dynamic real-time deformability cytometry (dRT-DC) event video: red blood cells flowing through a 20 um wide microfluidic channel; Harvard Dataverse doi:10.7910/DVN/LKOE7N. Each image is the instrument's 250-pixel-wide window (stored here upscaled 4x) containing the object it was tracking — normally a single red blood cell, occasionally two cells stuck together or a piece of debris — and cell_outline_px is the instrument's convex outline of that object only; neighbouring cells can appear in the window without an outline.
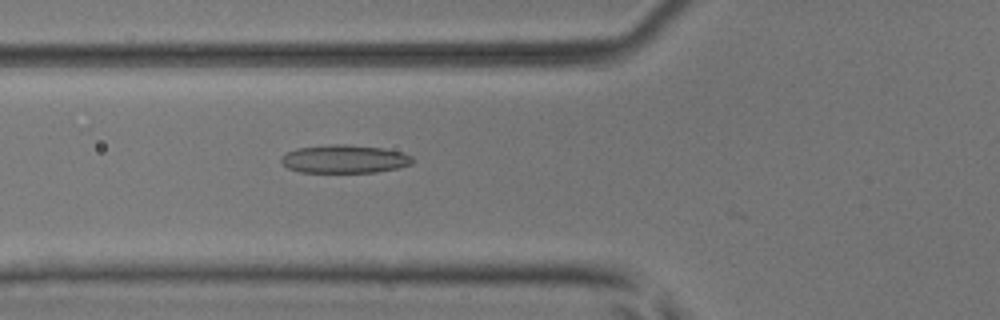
{"species": "common noctule bat (a hibernating species)", "species_latin": "Nyctalus noctula", "temperature_condition": "room temperature", "stored_images_in_passage": 38, "camera_frame_rate_fps": 3000, "um_per_image_px": 0.085, "animal": {"sex": "male", "body_mass_g": 17.9, "forearm_length_mm": 54.2}, "frame": {"image": 1, "passage_image": 19, "time_ms": 6.0, "image_size_px": [1000, 320], "cell_outline_px": [[416, 160], [412, 164], [400, 168], [376, 172], [300, 172], [288, 168], [280, 160], [280, 156], [296, 148], [332, 144], [348, 144], [384, 148], [404, 152], [412, 156]], "centroid_in_image_um": [29.34, 13.51], "position_along_channel_um": 96.5, "area_um2": 21.91}}
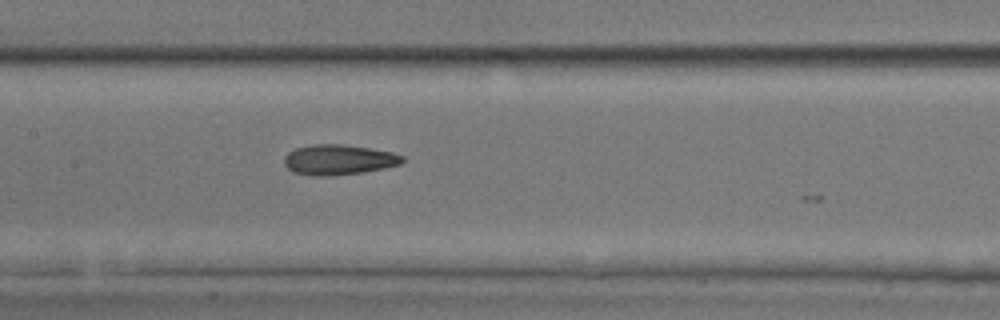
{"frame": {"image": 2, "passage_image": 25, "time_ms": 8.0, "image_size_px": [1000, 320], "cell_outline_px": [[404, 160], [400, 164], [384, 168], [360, 172], [324, 176], [312, 176], [292, 172], [284, 164], [284, 156], [288, 152], [296, 148], [312, 144], [344, 144], [392, 152], [404, 156]], "centroid_in_image_um": [28.75, 13.57], "position_along_channel_um": 178.6, "area_um2": 20.75}}
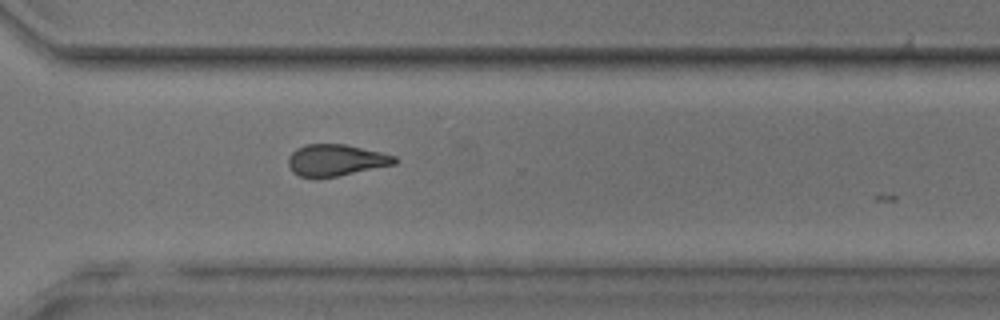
{"frame": {"image": 3, "passage_image": 37, "time_ms": 12.0, "image_size_px": [1000, 320], "cell_outline_px": [[400, 160], [396, 164], [316, 180], [300, 176], [292, 172], [288, 164], [288, 156], [296, 148], [308, 144], [344, 144], [380, 152], [396, 156]], "centroid_in_image_um": [28.52, 13.63], "position_along_channel_um": 342.1, "area_um2": 19.83}}